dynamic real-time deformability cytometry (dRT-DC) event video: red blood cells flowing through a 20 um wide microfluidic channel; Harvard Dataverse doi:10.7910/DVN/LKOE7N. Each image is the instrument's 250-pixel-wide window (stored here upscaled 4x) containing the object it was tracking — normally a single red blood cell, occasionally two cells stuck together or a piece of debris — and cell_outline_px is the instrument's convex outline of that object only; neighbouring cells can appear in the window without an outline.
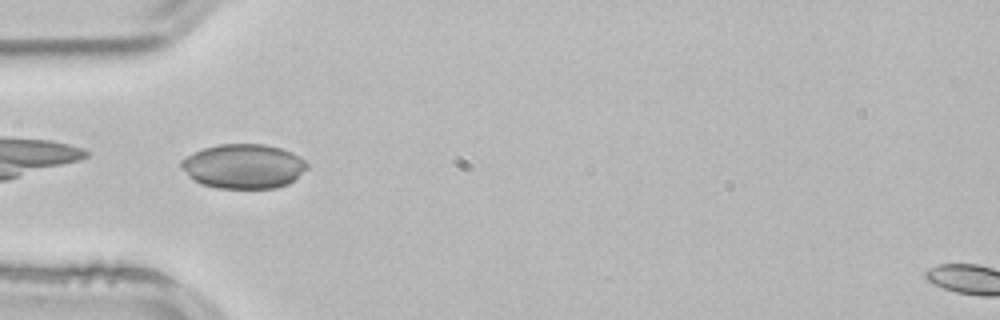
{"species": "common noctule bat (a hibernating species)", "species_latin": "Nyctalus noctula", "temperature_condition": "room temperature", "stored_images_in_passage": 3, "camera_frame_rate_fps": 3000, "um_per_image_px": 0.085, "animal": {"sex": "male", "body_mass_g": 21.5, "forearm_length_mm": 52.0}, "frame": {"image": 1, "passage_image": 3, "time_ms": 0.667, "image_size_px": [1000, 320], "cell_outline_px": [[308, 168], [288, 184], [276, 188], [216, 188], [200, 184], [188, 176], [180, 168], [180, 160], [204, 148], [220, 144], [264, 144], [280, 148], [292, 152], [300, 156], [308, 164]], "centroid_in_image_um": [20.7, 14.14], "position_along_channel_um": 64.3, "area_um2": 32.71}}